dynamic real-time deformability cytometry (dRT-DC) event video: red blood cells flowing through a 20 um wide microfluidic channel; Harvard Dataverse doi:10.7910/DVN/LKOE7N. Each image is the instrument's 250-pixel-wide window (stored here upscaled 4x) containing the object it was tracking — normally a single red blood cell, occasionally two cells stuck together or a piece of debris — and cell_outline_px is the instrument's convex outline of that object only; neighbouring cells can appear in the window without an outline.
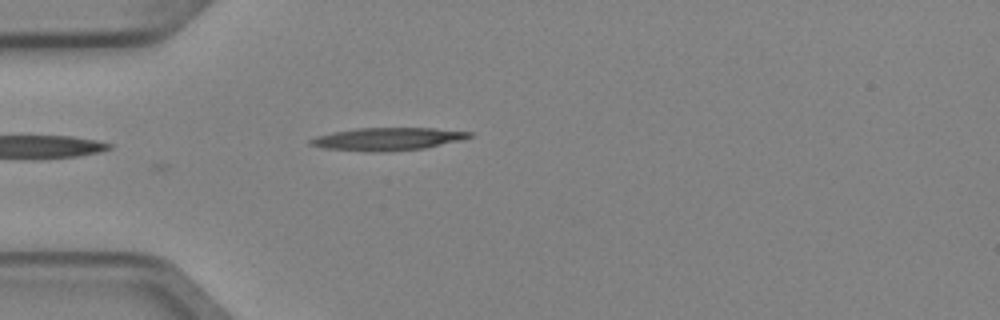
{"species": "Egyptian fruit bat (a non-hibernating species)", "species_latin": "Rousettus aegyptiacus", "temperature_condition": "cold", "stored_images_in_passage": 3, "camera_frame_rate_fps": 3000, "um_per_image_px": 0.085, "animal": {"sex": "female"}, "frame": {"image": 1, "passage_image": 3, "time_ms": 0.667, "image_size_px": [1000, 320], "cell_outline_px": [[472, 136], [464, 140], [424, 148], [324, 148], [308, 144], [308, 140], [316, 136], [332, 132], [356, 128], [432, 128], [472, 132]], "centroid_in_image_um": [33.03, 11.74], "position_along_channel_um": 52.0, "area_um2": 19.54}}